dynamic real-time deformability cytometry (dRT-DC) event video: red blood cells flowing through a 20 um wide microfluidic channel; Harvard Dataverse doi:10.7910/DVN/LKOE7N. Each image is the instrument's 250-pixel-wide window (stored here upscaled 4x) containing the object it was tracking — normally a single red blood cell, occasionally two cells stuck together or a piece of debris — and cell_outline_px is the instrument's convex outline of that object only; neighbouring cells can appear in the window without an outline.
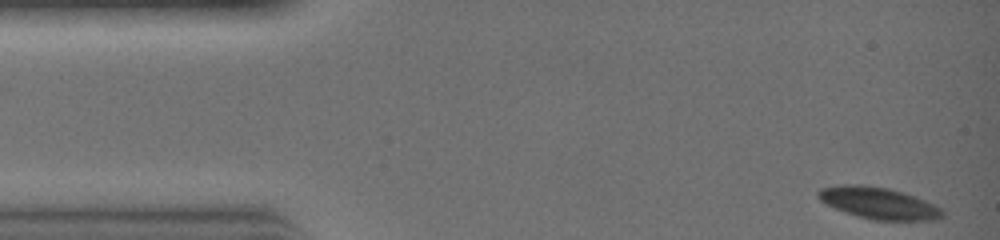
{"species": "common noctule bat (a hibernating species)", "species_latin": "Nyctalus noctula", "temperature_condition": "warm", "stored_images_in_passage": 28, "camera_frame_rate_fps": 3000, "um_per_image_px": 0.085, "animal": {"sex": "female", "body_mass_g": 19.0, "forearm_length_mm": 51.5}, "frame": {"image": 1, "passage_image": 1, "time_ms": 0.0, "image_size_px": [1000, 240], "cell_outline_px": [[944, 216], [936, 220], [872, 220], [844, 212], [820, 200], [816, 196], [816, 192], [820, 188], [840, 184], [860, 184], [888, 188], [916, 196], [940, 208], [944, 212]], "centroid_in_image_um": [74.66, 17.25], "position_along_channel_um": 10.3, "area_um2": 22.95}}
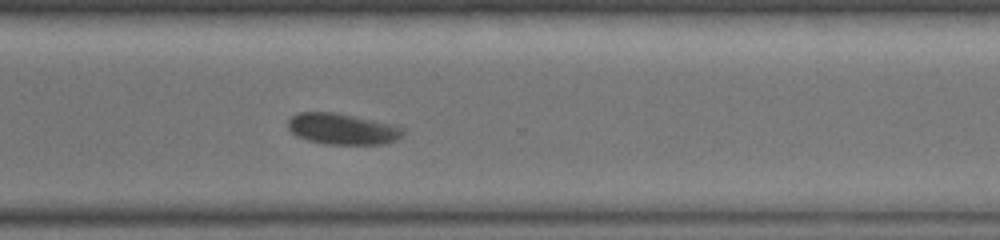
{"frame": {"image": 2, "passage_image": 22, "time_ms": 7.0, "image_size_px": [1000, 240], "cell_outline_px": [[404, 132], [400, 136], [392, 140], [380, 144], [324, 144], [308, 140], [296, 136], [288, 128], [288, 120], [296, 112], [332, 112], [352, 116], [388, 124], [404, 128]], "centroid_in_image_um": [29.0, 10.96], "position_along_channel_um": 341.6, "area_um2": 20.35}}
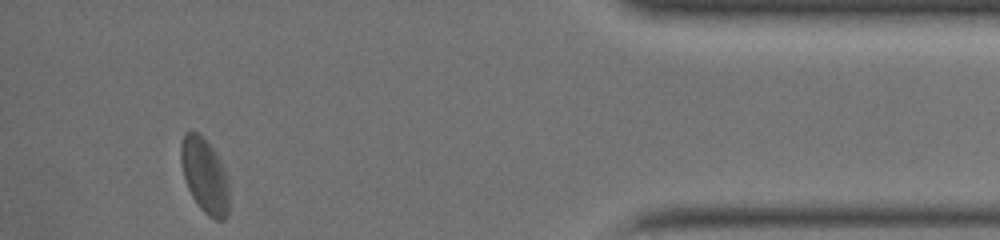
{"frame": {"image": 3, "passage_image": 28, "time_ms": 9.0, "image_size_px": [1000, 240], "cell_outline_px": [[228, 216], [224, 220], [216, 220], [208, 216], [200, 208], [192, 196], [188, 188], [184, 176], [180, 160], [180, 144], [184, 132], [196, 132], [216, 152], [228, 176]], "centroid_in_image_um": [17.4, 14.95], "position_along_channel_um": 417.8, "area_um2": 21.04}}